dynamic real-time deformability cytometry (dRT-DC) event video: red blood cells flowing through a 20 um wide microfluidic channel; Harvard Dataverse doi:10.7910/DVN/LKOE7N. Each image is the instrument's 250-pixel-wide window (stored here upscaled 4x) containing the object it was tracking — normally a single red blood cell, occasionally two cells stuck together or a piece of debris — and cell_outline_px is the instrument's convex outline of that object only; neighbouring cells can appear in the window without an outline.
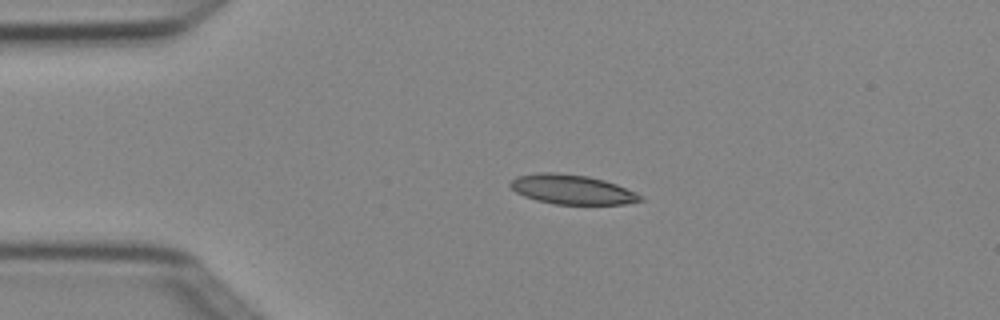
{"species": "Egyptian fruit bat (a non-hibernating species)", "species_latin": "Rousettus aegyptiacus", "temperature_condition": "cold", "stored_images_in_passage": 2, "camera_frame_rate_fps": 3000, "um_per_image_px": 0.085, "animal": {"sex": "female"}, "frame": {"image": 1, "passage_image": 1, "time_ms": 0.0, "image_size_px": [1000, 320], "cell_outline_px": [[644, 200], [624, 204], [556, 204], [536, 200], [524, 196], [516, 192], [508, 184], [516, 176], [540, 172], [556, 172], [588, 176], [604, 180], [616, 184], [636, 192]], "centroid_in_image_um": [48.6, 16.1], "position_along_channel_um": 36.4, "area_um2": 22.31}}